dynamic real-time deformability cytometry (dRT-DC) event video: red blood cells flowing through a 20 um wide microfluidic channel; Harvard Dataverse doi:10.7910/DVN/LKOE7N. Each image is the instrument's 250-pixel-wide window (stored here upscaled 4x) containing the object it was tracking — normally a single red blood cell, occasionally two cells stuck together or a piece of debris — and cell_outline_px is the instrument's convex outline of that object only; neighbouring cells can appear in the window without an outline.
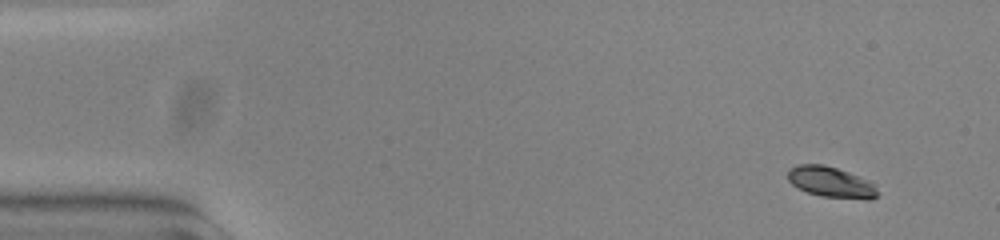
{"species": "common noctule bat (a hibernating species)", "species_latin": "Nyctalus noctula", "temperature_condition": "warm", "stored_images_in_passage": 51, "camera_frame_rate_fps": 3000, "um_per_image_px": 0.085, "animal": {"sex": "female", "body_mass_g": 23.0, "forearm_length_mm": 53.4}, "frame": {"image": 1, "passage_image": 1, "time_ms": 0.0, "image_size_px": [1000, 240], "cell_outline_px": [[880, 196], [868, 200], [820, 196], [808, 192], [792, 184], [788, 180], [788, 172], [792, 168], [800, 164], [824, 164], [860, 176], [868, 180], [880, 192]], "centroid_in_image_um": [70.69, 15.5], "position_along_channel_um": 14.3, "area_um2": 16.07}}
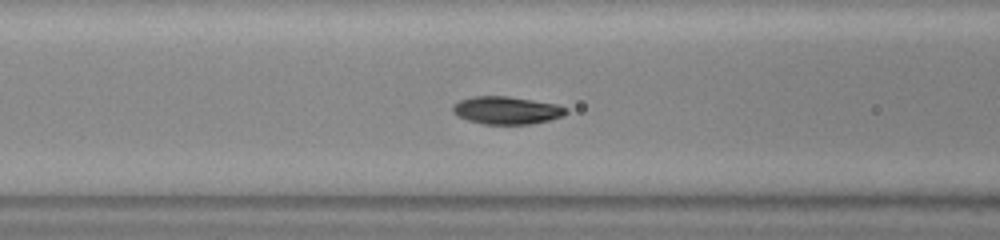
{"frame": {"image": 2, "passage_image": 19, "time_ms": 6.0, "image_size_px": [1000, 240], "cell_outline_px": [[568, 112], [564, 116], [532, 124], [484, 124], [468, 120], [452, 112], [452, 104], [460, 100], [472, 96], [508, 96], [556, 104], [568, 108]], "centroid_in_image_um": [43.07, 9.37], "position_along_channel_um": 123.5, "area_um2": 18.32}}
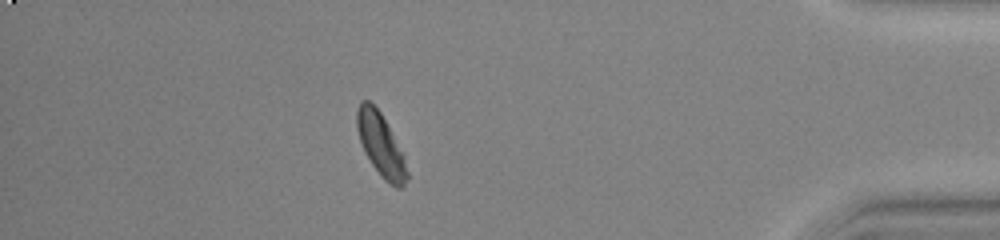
{"frame": {"image": 3, "passage_image": 45, "time_ms": 14.667, "image_size_px": [1000, 240], "cell_outline_px": [[408, 176], [404, 184], [400, 188], [396, 188], [384, 180], [372, 164], [364, 152], [356, 128], [356, 112], [360, 100], [368, 100], [380, 112], [404, 156], [408, 172]], "centroid_in_image_um": [32.34, 12.31], "position_along_channel_um": 402.9, "area_um2": 18.09}, "authors_computed_cell_mechanics": {"area_um2": 18.0336, "velocity_mm_per_s": 3.76, "shape_relaxation_time_tau1_ms": 5.3013, "shape_relaxation_time_tau2_ms": 2.2544, "deformation_change_tau1": 0.1632, "deformation_change_tau2": 0.0463}}